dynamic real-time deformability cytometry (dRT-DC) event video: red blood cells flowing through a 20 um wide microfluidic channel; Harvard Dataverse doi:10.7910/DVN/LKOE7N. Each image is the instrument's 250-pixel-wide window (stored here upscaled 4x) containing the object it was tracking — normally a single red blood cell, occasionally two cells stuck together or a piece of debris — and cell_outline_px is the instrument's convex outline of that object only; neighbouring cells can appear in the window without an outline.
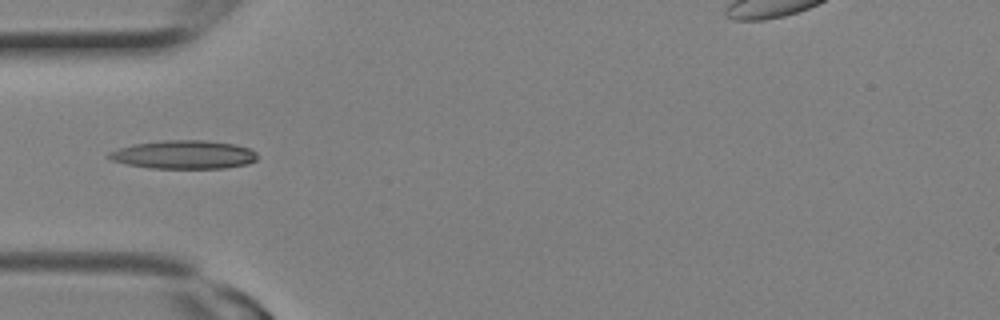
{"species": "Egyptian fruit bat (a non-hibernating species)", "species_latin": "Rousettus aegyptiacus", "temperature_condition": "room temperature", "stored_images_in_passage": 7, "camera_frame_rate_fps": 3000, "um_per_image_px": 0.085, "animal": {"sex": "female"}, "frame": {"image": 1, "passage_image": 6, "time_ms": 1.667, "image_size_px": [1000, 320], "cell_outline_px": [[256, 160], [248, 164], [224, 168], [152, 168], [128, 164], [112, 160], [108, 156], [108, 152], [132, 144], [164, 140], [204, 140], [236, 144], [252, 148], [256, 152]], "centroid_in_image_um": [15.67, 13.13], "position_along_channel_um": 69.3, "area_um2": 24.62}}